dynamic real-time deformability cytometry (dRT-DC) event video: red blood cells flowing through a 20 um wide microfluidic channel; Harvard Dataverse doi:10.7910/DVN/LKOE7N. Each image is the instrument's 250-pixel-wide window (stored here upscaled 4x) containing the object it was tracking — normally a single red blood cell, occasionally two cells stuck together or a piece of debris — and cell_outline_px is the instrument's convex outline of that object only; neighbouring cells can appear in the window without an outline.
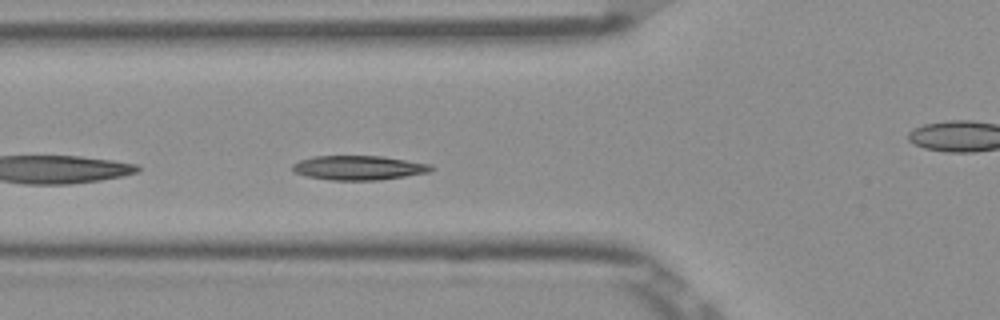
{"species": "Egyptian fruit bat (a non-hibernating species)", "species_latin": "Rousettus aegyptiacus", "temperature_condition": "room temperature", "stored_images_in_passage": 26, "camera_frame_rate_fps": 3000, "um_per_image_px": 0.085, "frame": {"image": 1, "passage_image": 4, "time_ms": 1.0, "image_size_px": [1000, 320], "cell_outline_px": [[436, 168], [428, 172], [380, 180], [332, 180], [308, 176], [292, 172], [292, 164], [300, 160], [312, 156], [380, 156], [432, 164]], "centroid_in_image_um": [30.48, 14.25], "position_along_channel_um": 95.3, "area_um2": 19.65}}
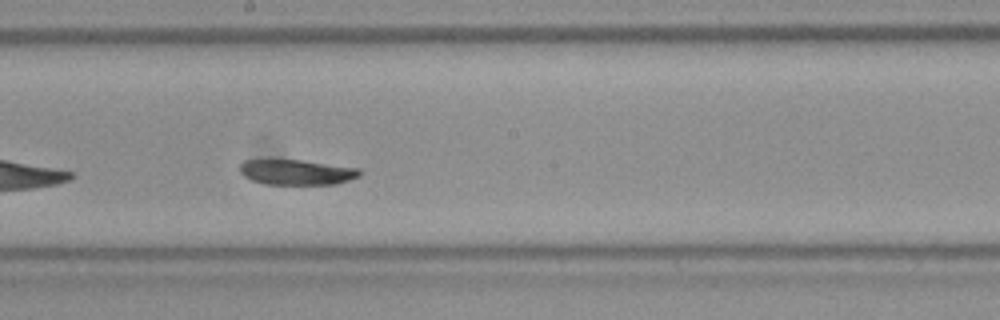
{"frame": {"image": 2, "passage_image": 14, "time_ms": 4.333, "image_size_px": [1000, 320], "cell_outline_px": [[360, 176], [336, 184], [264, 184], [252, 180], [244, 176], [240, 172], [240, 164], [244, 160], [268, 156], [300, 160], [360, 168]], "centroid_in_image_um": [25.11, 14.59], "position_along_channel_um": 223.1, "area_um2": 18.32}}
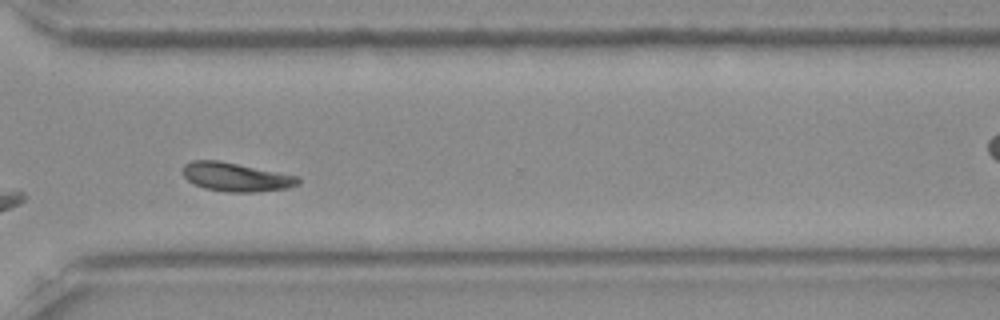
{"frame": {"image": 3, "passage_image": 24, "time_ms": 7.667, "image_size_px": [1000, 320], "cell_outline_px": [[300, 184], [288, 188], [256, 192], [228, 192], [204, 188], [188, 180], [180, 172], [184, 164], [192, 160], [220, 160], [300, 176]], "centroid_in_image_um": [20.07, 15.03], "position_along_channel_um": 350.5, "area_um2": 19.59}, "authors_computed_cell_mechanics": {"area_um2": 18.9873, "velocity_mm_per_s": 3.8247, "shape_relaxation_time_tau1_ms": 2.3441, "shape_relaxation_time_tau2_ms": 1.9147, "deformation_change_tau1": 0.0896, "deformation_change_tau2": 0.0484}}